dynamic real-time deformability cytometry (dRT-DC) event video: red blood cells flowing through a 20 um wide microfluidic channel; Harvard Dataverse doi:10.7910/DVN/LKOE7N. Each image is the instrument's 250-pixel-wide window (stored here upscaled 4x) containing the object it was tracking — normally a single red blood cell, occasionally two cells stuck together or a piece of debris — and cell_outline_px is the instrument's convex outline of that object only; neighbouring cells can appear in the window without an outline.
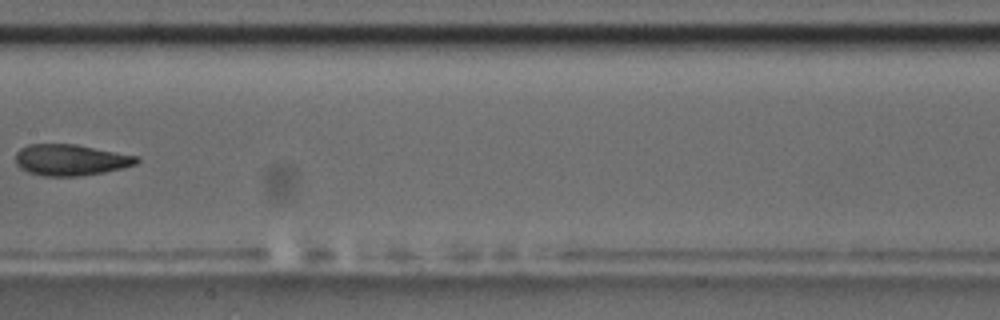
{"species": "common noctule bat (a hibernating species)", "species_latin": "Nyctalus noctula", "temperature_condition": "room temperature", "stored_images_in_passage": 9, "camera_frame_rate_fps": 3000, "um_per_image_px": 0.085, "animal": {"sex": "male", "body_mass_g": 17.5, "forearm_length_mm": 52.3}, "frame": {"image": 1, "passage_image": 9, "time_ms": 9.333, "image_size_px": [1000, 320], "cell_outline_px": [[140, 160], [136, 164], [124, 168], [104, 172], [80, 176], [44, 176], [28, 172], [20, 168], [16, 164], [16, 152], [20, 148], [28, 144], [76, 144], [140, 156]], "centroid_in_image_um": [6.03, 13.59], "position_along_channel_um": 201.4, "area_um2": 22.25}}